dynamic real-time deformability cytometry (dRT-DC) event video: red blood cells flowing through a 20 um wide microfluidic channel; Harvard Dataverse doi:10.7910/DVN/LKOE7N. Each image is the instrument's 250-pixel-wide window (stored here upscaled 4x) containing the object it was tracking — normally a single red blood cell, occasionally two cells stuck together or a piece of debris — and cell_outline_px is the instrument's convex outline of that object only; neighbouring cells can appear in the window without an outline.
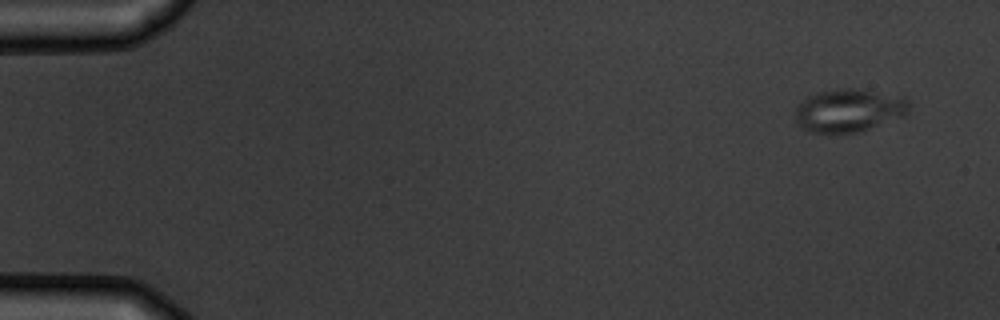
{"species": "common noctule bat (a hibernating species)", "species_latin": "Nyctalus noctula", "temperature_condition": "warm", "stored_images_in_passage": 6, "camera_frame_rate_fps": 3000, "um_per_image_px": 0.085, "animal": {"sex": "male", "body_mass_g": 19.5, "forearm_length_mm": 54.6}, "frame": {"image": 1, "passage_image": 1, "time_ms": 0.0, "image_size_px": [1000, 320], "cell_outline_px": [[908, 116], [860, 132], [812, 132], [796, 124], [796, 108], [808, 96], [816, 92], [840, 88], [852, 88], [904, 96], [908, 100]], "centroid_in_image_um": [72.21, 9.38], "position_along_channel_um": 12.8, "area_um2": 28.67}}